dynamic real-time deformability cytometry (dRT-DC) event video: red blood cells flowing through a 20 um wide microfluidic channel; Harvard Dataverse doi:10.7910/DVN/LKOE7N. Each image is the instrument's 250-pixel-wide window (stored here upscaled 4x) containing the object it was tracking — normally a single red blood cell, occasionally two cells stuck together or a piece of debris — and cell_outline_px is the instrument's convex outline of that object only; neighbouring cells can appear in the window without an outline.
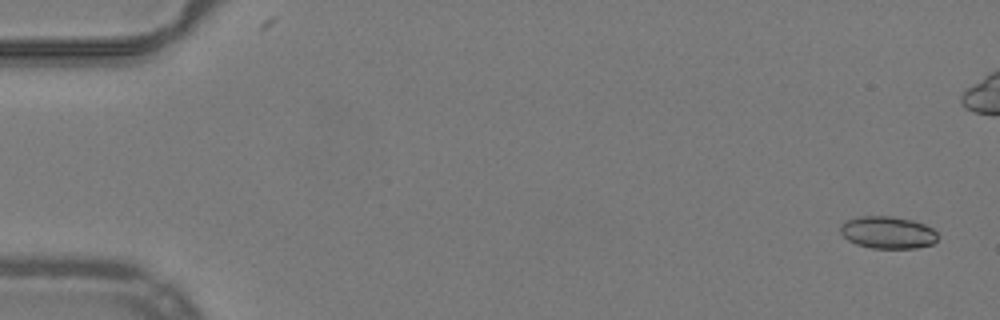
{"species": "common noctule bat (a hibernating species)", "species_latin": "Nyctalus noctula", "temperature_condition": "warm", "stored_images_in_passage": 24, "camera_frame_rate_fps": 3000, "um_per_image_px": 0.085, "animal": {"sex": "male", "body_mass_g": 19.2, "forearm_length_mm": 51.8}, "frame": {"image": 1, "passage_image": 1, "time_ms": 0.0, "image_size_px": [1000, 320], "cell_outline_px": [[936, 240], [932, 244], [916, 248], [872, 248], [856, 244], [848, 240], [840, 232], [840, 228], [848, 220], [860, 216], [892, 216], [912, 220], [924, 224], [932, 228], [936, 232]], "centroid_in_image_um": [75.46, 19.76], "position_along_channel_um": 9.5, "area_um2": 18.09}}
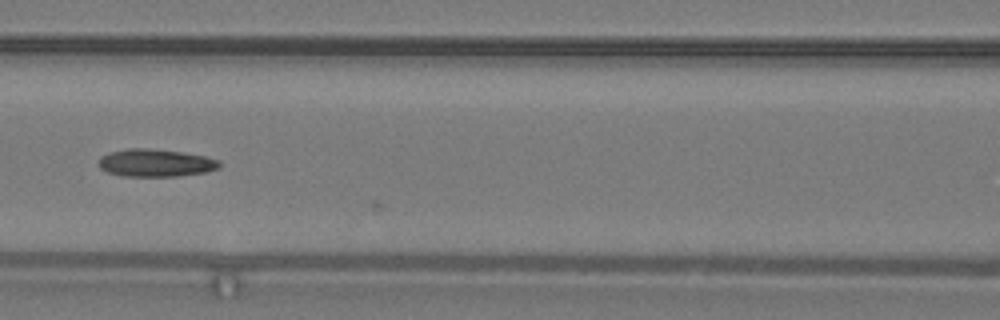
{"frame": {"image": 2, "passage_image": 23, "time_ms": 7.333, "image_size_px": [1000, 320], "cell_outline_px": [[220, 168], [204, 172], [176, 176], [120, 176], [108, 172], [100, 168], [100, 156], [108, 152], [128, 148], [148, 148], [180, 152], [204, 156], [220, 160]], "centroid_in_image_um": [13.21, 13.84], "position_along_channel_um": 153.4, "area_um2": 19.36}}